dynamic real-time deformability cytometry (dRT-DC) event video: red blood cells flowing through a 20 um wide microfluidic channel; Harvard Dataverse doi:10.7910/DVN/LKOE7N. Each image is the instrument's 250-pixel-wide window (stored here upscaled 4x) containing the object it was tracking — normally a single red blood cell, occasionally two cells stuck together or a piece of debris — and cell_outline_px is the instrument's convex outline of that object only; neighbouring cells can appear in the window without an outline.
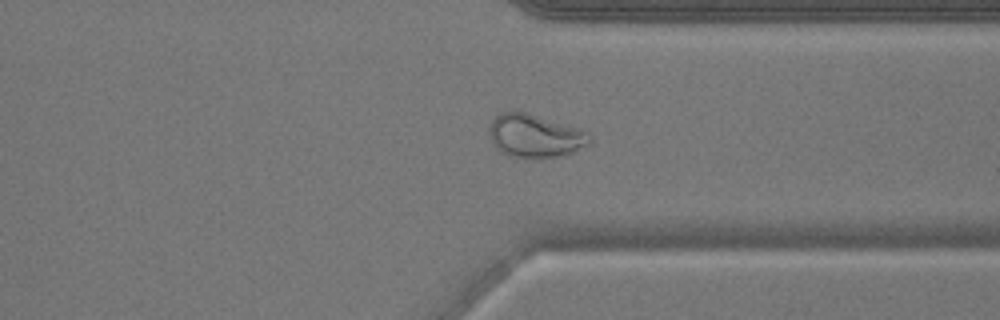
{"species": "common noctule bat (a hibernating species)", "species_latin": "Nyctalus noctula", "temperature_condition": "warm", "stored_images_in_passage": 52, "camera_frame_rate_fps": 3000, "um_per_image_px": 0.085, "animal": {"sex": "male", "body_mass_g": 17.9}, "frame": {"image": 1, "passage_image": 40, "time_ms": 13.0, "image_size_px": [1000, 320], "cell_outline_px": [[592, 144], [572, 152], [560, 156], [540, 160], [508, 156], [500, 152], [496, 148], [488, 132], [488, 128], [492, 120], [500, 112], [524, 112], [576, 128], [588, 132], [592, 136]], "centroid_in_image_um": [45.47, 11.6], "position_along_channel_um": 365.9, "area_um2": 25.49}}
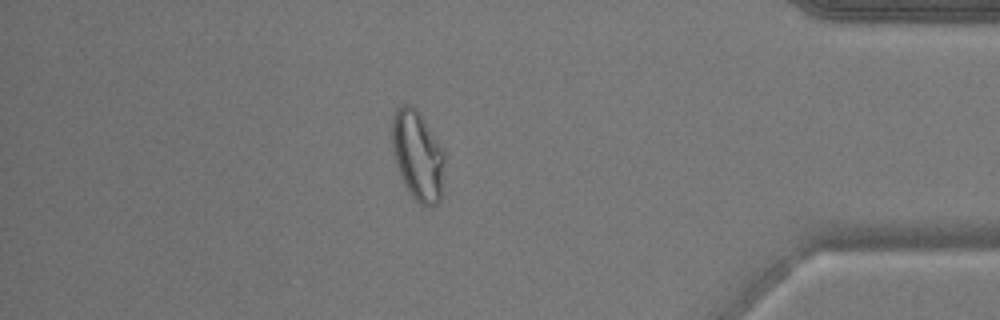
{"frame": {"image": 2, "passage_image": 45, "time_ms": 14.667, "image_size_px": [1000, 320], "cell_outline_px": [[444, 160], [440, 200], [432, 208], [428, 208], [420, 204], [412, 196], [404, 184], [400, 176], [396, 164], [392, 144], [392, 120], [396, 104], [412, 104], [416, 108], [424, 120], [444, 152]], "centroid_in_image_um": [35.48, 13.21], "position_along_channel_um": 399.7, "area_um2": 27.46}}